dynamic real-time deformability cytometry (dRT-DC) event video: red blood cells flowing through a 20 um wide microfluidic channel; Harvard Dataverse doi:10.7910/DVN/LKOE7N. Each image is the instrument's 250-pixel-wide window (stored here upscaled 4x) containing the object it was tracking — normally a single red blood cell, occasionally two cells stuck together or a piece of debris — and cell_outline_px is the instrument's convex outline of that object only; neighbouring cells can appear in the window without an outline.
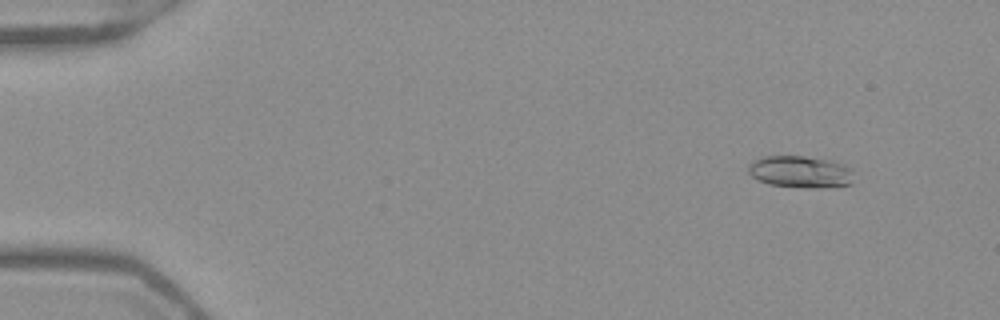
{"species": "Egyptian fruit bat (a non-hibernating species)", "species_latin": "Rousettus aegyptiacus", "temperature_condition": "warm", "stored_images_in_passage": 53, "camera_frame_rate_fps": 3000, "um_per_image_px": 0.085, "frame": {"image": 1, "passage_image": 6, "time_ms": 1.667, "image_size_px": [1000, 320], "cell_outline_px": [[852, 168], [848, 184], [832, 188], [804, 188], [772, 184], [760, 180], [752, 176], [748, 172], [748, 164], [752, 160], [764, 156], [804, 156], [832, 160], [844, 164]], "centroid_in_image_um": [68.02, 14.59], "position_along_channel_um": 17.0, "area_um2": 19.65}}
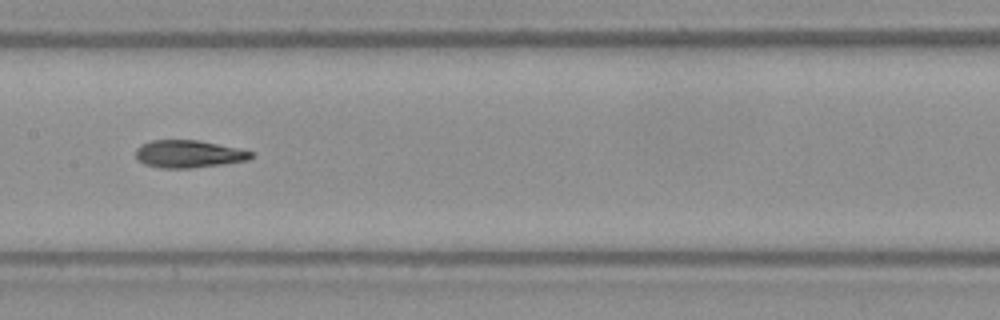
{"frame": {"image": 2, "passage_image": 28, "time_ms": 9.0, "image_size_px": [1000, 320], "cell_outline_px": [[256, 156], [248, 160], [224, 164], [192, 168], [160, 168], [144, 164], [136, 160], [136, 148], [140, 144], [152, 140], [196, 140], [256, 152]], "centroid_in_image_um": [16.03, 13.09], "position_along_channel_um": 191.4, "area_um2": 18.67}}
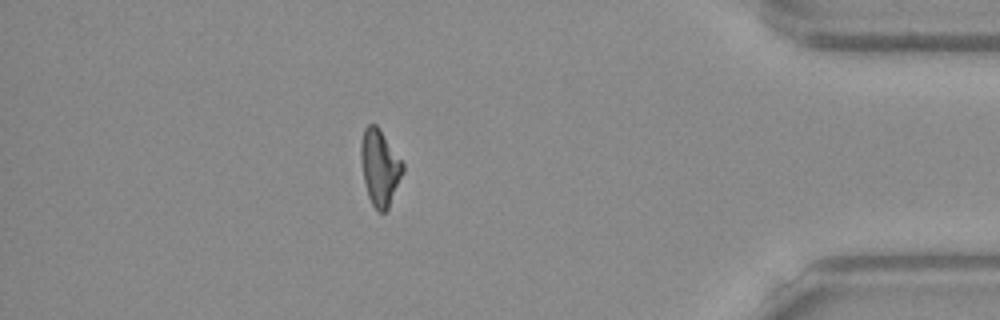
{"frame": {"image": 3, "passage_image": 47, "time_ms": 15.333, "image_size_px": [1000, 320], "cell_outline_px": [[404, 172], [388, 208], [384, 212], [380, 212], [372, 204], [368, 196], [364, 180], [360, 156], [360, 144], [364, 128], [368, 124], [376, 124], [380, 128], [404, 164]], "centroid_in_image_um": [32.28, 14.2], "position_along_channel_um": 402.9, "area_um2": 18.55}, "authors_computed_cell_mechanics": {"area_um2": 18.6694, "velocity_mm_per_s": 3.9457, "shape_relaxation_time_tau1_ms": 7.7938, "shape_relaxation_time_tau2_ms": 3.5677, "deformation_change_tau1": 0.2346, "deformation_change_tau2": 0.0921}}